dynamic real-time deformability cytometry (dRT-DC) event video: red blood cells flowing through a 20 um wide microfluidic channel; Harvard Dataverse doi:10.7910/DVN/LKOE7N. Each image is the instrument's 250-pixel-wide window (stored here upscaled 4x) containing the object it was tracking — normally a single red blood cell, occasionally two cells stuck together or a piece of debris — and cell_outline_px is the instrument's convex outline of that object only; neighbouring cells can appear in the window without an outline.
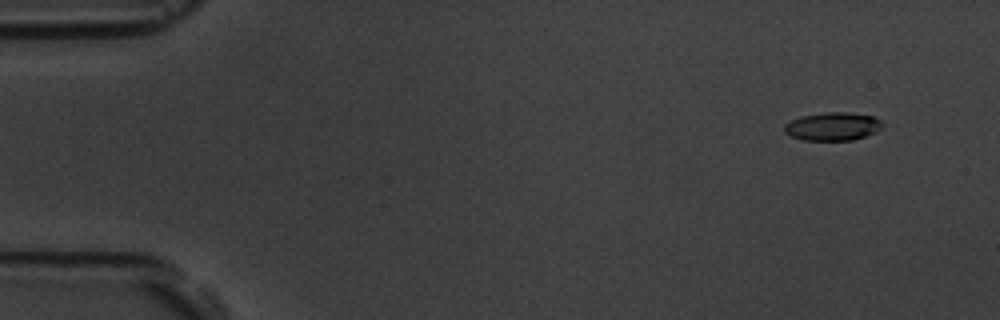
{"species": "common noctule bat (a hibernating species)", "species_latin": "Nyctalus noctula", "temperature_condition": "room temperature", "stored_images_in_passage": 5, "camera_frame_rate_fps": 3000, "um_per_image_px": 0.085, "animal": {"sex": "male", "body_mass_g": 19.5, "forearm_length_mm": 54.6}, "frame": {"image": 1, "passage_image": 2, "time_ms": 0.333, "image_size_px": [1000, 320], "cell_outline_px": [[884, 124], [876, 132], [852, 140], [804, 140], [792, 136], [784, 132], [784, 124], [800, 116], [824, 112], [844, 112], [872, 116], [880, 120]], "centroid_in_image_um": [70.76, 10.74], "position_along_channel_um": 14.2, "area_um2": 16.01}}
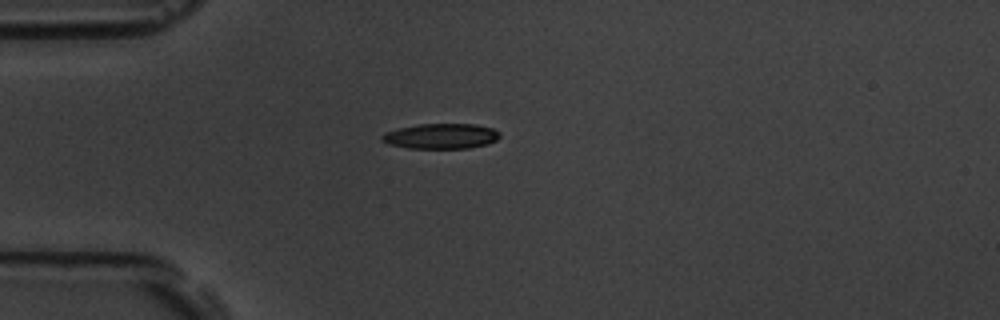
{"frame": {"image": 2, "passage_image": 5, "time_ms": 1.333, "image_size_px": [1000, 320], "cell_outline_px": [[500, 136], [496, 140], [488, 144], [468, 148], [408, 148], [388, 144], [380, 140], [380, 136], [384, 132], [400, 128], [420, 124], [476, 124], [492, 128], [500, 132]], "centroid_in_image_um": [37.48, 11.57], "position_along_channel_um": 47.5, "area_um2": 17.4}}